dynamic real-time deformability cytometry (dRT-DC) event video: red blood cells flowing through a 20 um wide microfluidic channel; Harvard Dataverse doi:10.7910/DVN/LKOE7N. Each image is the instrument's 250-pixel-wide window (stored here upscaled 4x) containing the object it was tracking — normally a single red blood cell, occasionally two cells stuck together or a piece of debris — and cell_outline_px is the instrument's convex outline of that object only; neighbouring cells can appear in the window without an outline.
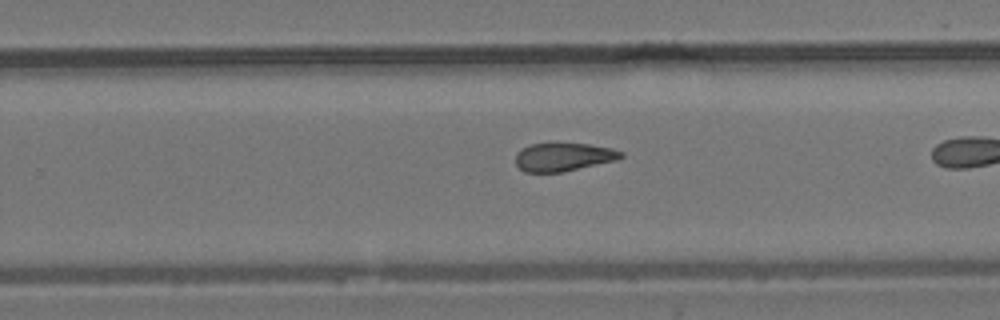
{"species": "common noctule bat (a hibernating species)", "species_latin": "Nyctalus noctula", "temperature_condition": "room temperature", "stored_images_in_passage": 27, "camera_frame_rate_fps": 3000, "um_per_image_px": 0.085, "animal": {"sex": "male", "body_mass_g": 19.2, "forearm_length_mm": 51.8}, "frame": {"image": 1, "passage_image": 20, "time_ms": 6.333, "image_size_px": [1000, 320], "cell_outline_px": [[624, 156], [620, 160], [564, 172], [524, 172], [516, 164], [516, 152], [532, 144], [552, 140], [556, 140], [588, 144], [612, 148], [624, 152]], "centroid_in_image_um": [47.94, 13.3], "position_along_channel_um": 281.9, "area_um2": 18.32}}